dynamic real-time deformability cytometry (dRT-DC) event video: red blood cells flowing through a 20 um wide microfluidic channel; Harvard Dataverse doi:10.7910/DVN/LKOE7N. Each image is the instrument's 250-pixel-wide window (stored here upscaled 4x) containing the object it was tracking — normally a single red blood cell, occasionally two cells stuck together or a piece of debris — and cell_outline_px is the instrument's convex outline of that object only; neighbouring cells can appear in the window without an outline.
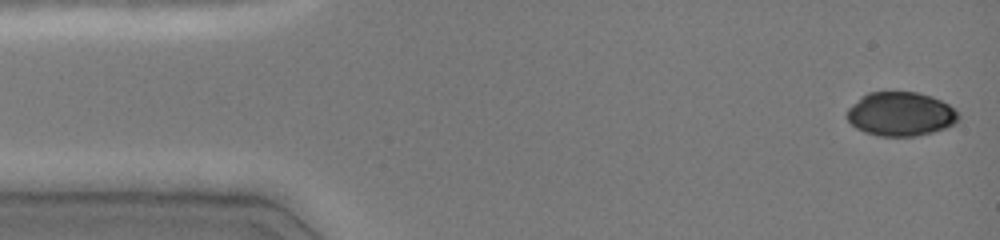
{"species": "common noctule bat (a hibernating species)", "species_latin": "Nyctalus noctula", "temperature_condition": "cold", "stored_images_in_passage": 46, "camera_frame_rate_fps": 3000, "um_per_image_px": 0.085, "animal": {"sex": "female", "body_mass_g": 19.0, "forearm_length_mm": 51.5}, "frame": {"image": 1, "passage_image": 1, "time_ms": 0.0, "image_size_px": [1000, 240], "cell_outline_px": [[960, 116], [956, 124], [932, 132], [916, 136], [880, 136], [864, 132], [856, 128], [848, 120], [848, 108], [860, 96], [868, 92], [916, 92], [932, 96], [956, 108], [960, 112]], "centroid_in_image_um": [76.58, 9.69], "position_along_channel_um": 8.4, "area_um2": 28.78}}
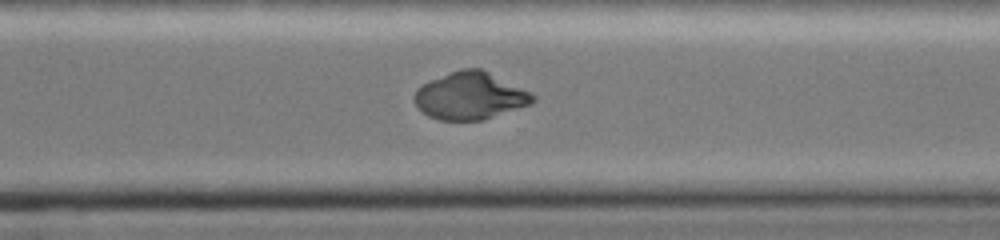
{"frame": {"image": 2, "passage_image": 33, "time_ms": 10.667, "image_size_px": [1000, 240], "cell_outline_px": [[536, 100], [532, 104], [484, 120], [440, 120], [428, 116], [416, 104], [416, 88], [432, 80], [460, 68], [480, 68], [532, 92], [536, 96]], "centroid_in_image_um": [40.03, 8.15], "position_along_channel_um": 330.6, "area_um2": 32.43}}
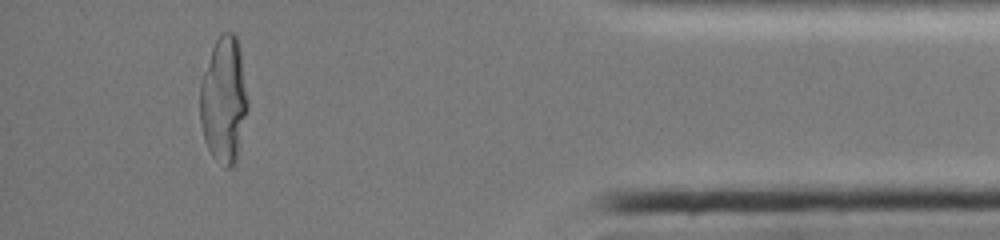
{"frame": {"image": 3, "passage_image": 42, "time_ms": 13.667, "image_size_px": [1000, 240], "cell_outline_px": [[248, 108], [236, 160], [228, 168], [224, 168], [212, 156], [204, 140], [200, 124], [200, 80], [212, 48], [220, 32], [232, 32], [236, 36], [240, 48], [248, 100]], "centroid_in_image_um": [19.01, 8.48], "position_along_channel_um": 416.2, "area_um2": 35.26}}